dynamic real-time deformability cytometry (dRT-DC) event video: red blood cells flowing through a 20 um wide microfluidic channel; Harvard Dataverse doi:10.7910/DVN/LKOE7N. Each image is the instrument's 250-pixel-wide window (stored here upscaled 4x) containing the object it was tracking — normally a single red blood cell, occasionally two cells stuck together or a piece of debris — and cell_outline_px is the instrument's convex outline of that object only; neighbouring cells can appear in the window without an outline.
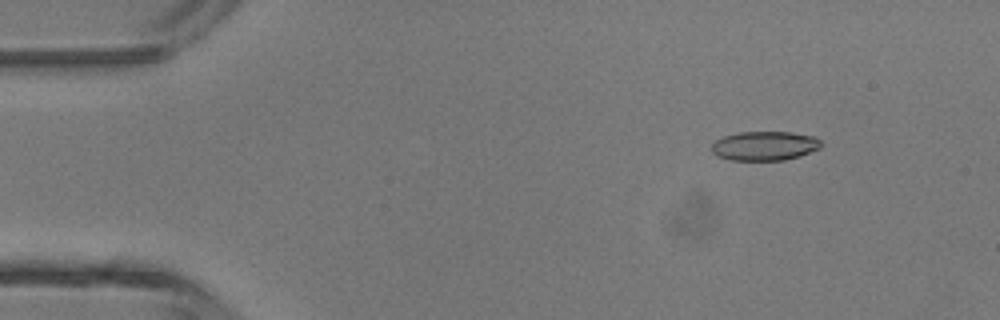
{"species": "common noctule bat (a hibernating species)", "species_latin": "Nyctalus noctula", "temperature_condition": "room temperature", "stored_images_in_passage": 5, "segment_of_instrument_passage": [2, 2], "camera_frame_rate_fps": 3000, "um_per_image_px": 0.085, "animal": {"sex": "male", "body_mass_g": 13.3}, "frame": {"image": 1, "passage_image": 5, "time_ms": 4.667, "image_size_px": [1000, 320], "cell_outline_px": [[824, 144], [820, 148], [800, 156], [784, 160], [732, 160], [716, 156], [712, 152], [712, 144], [716, 140], [724, 136], [736, 132], [792, 132], [816, 136]], "centroid_in_image_um": [65.02, 12.39], "position_along_channel_um": 20.0, "area_um2": 18.84}}